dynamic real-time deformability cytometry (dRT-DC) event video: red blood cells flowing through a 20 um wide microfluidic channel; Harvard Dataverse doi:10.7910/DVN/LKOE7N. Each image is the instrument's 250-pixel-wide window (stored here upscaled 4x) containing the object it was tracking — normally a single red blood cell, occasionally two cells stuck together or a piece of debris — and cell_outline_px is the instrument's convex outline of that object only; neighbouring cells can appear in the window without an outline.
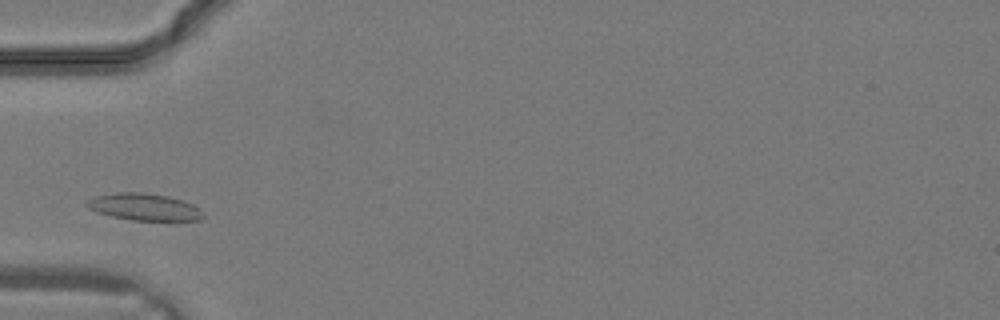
{"species": "common noctule bat (a hibernating species)", "species_latin": "Nyctalus noctula", "temperature_condition": "warm", "stored_images_in_passage": 11, "camera_frame_rate_fps": 3000, "um_per_image_px": 0.085, "animal": {"sex": "male", "body_mass_g": 19.2, "forearm_length_mm": 51.8}, "frame": {"image": 1, "passage_image": 4, "time_ms": 1.0, "image_size_px": [1000, 320], "cell_outline_px": [[204, 216], [200, 220], [132, 220], [112, 216], [96, 212], [88, 208], [84, 204], [88, 200], [96, 196], [116, 192], [144, 192], [168, 196], [192, 204], [200, 208], [204, 212]], "centroid_in_image_um": [12.25, 17.58], "position_along_channel_um": 72.7, "area_um2": 18.26}}
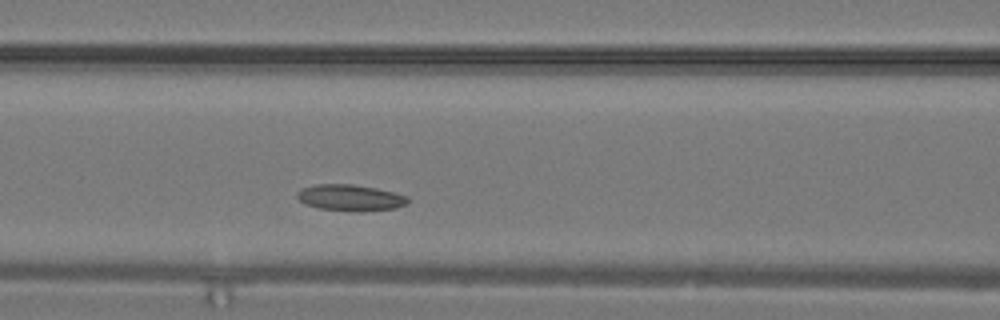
{"frame": {"image": 2, "passage_image": 7, "time_ms": 2.0, "image_size_px": [1000, 320], "cell_outline_px": [[408, 204], [396, 208], [320, 208], [304, 204], [296, 196], [296, 192], [304, 188], [316, 184], [352, 184], [376, 188], [408, 196]], "centroid_in_image_um": [29.74, 16.74], "position_along_channel_um": 136.9, "area_um2": 15.84}}
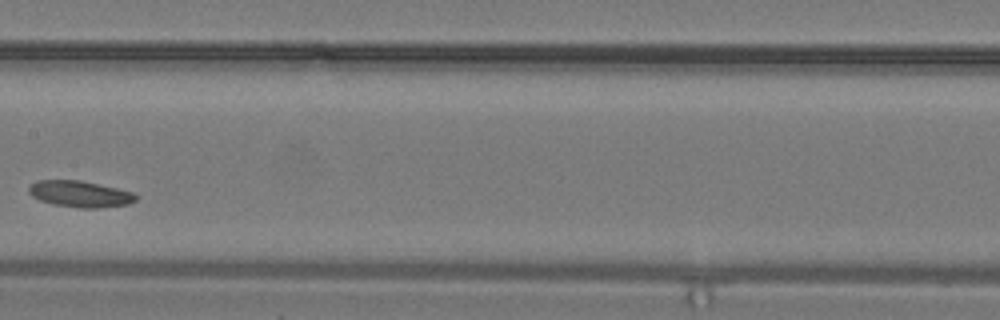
{"frame": {"image": 3, "passage_image": 10, "time_ms": 3.0, "image_size_px": [1000, 320], "cell_outline_px": [[136, 200], [128, 204], [96, 208], [76, 208], [52, 204], [40, 200], [32, 196], [28, 192], [28, 188], [36, 180], [80, 180], [116, 188], [132, 192], [136, 196]], "centroid_in_image_um": [6.76, 16.49], "position_along_channel_um": 200.6, "area_um2": 16.36}}